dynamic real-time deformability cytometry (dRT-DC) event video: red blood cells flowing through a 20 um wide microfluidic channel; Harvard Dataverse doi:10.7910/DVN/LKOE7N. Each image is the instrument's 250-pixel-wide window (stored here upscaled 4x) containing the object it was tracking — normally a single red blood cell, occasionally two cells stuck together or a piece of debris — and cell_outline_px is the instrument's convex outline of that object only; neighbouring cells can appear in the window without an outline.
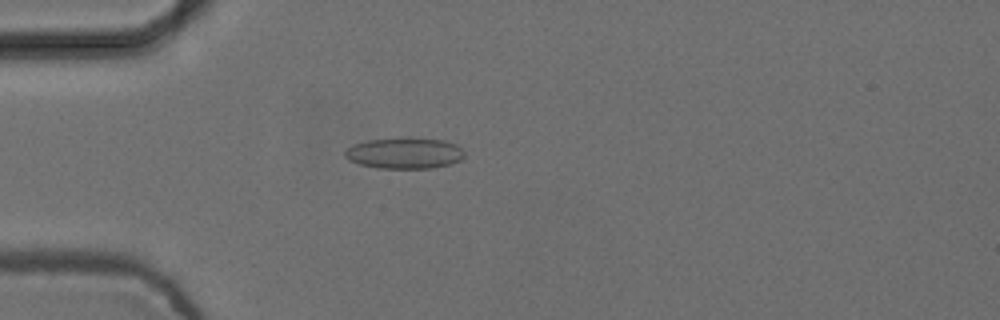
{"species": "common noctule bat (a hibernating species)", "species_latin": "Nyctalus noctula", "temperature_condition": "cold", "stored_images_in_passage": 55, "camera_frame_rate_fps": 3000, "um_per_image_px": 0.085, "animal": {"sex": "female", "body_mass_g": 24.6, "forearm_length_mm": 56.2}, "frame": {"image": 1, "passage_image": 16, "time_ms": 5.0, "image_size_px": [1000, 320], "cell_outline_px": [[464, 156], [460, 160], [452, 164], [432, 168], [380, 168], [360, 164], [348, 160], [344, 156], [344, 152], [348, 148], [356, 144], [368, 140], [400, 136], [412, 136], [444, 140], [456, 144], [464, 152]], "centroid_in_image_um": [34.41, 12.99], "position_along_channel_um": 50.6, "area_um2": 22.08}}
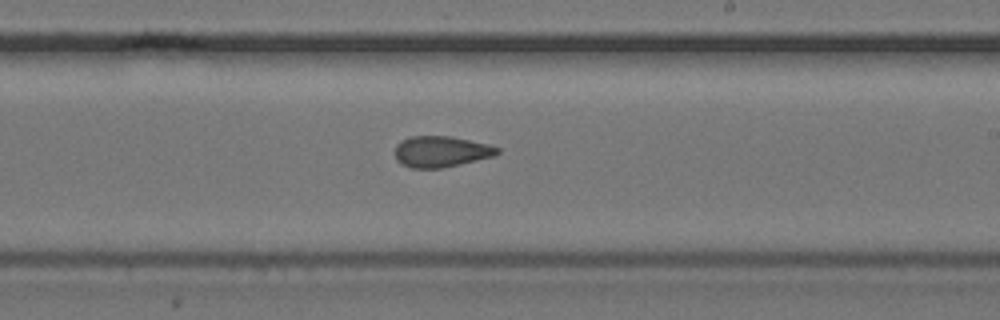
{"frame": {"image": 2, "passage_image": 33, "time_ms": 10.667, "image_size_px": [1000, 320], "cell_outline_px": [[500, 152], [496, 156], [460, 164], [440, 168], [412, 168], [400, 164], [396, 160], [396, 144], [408, 136], [452, 136], [488, 144], [500, 148]], "centroid_in_image_um": [37.5, 12.88], "position_along_channel_um": 251.5, "area_um2": 18.67}}
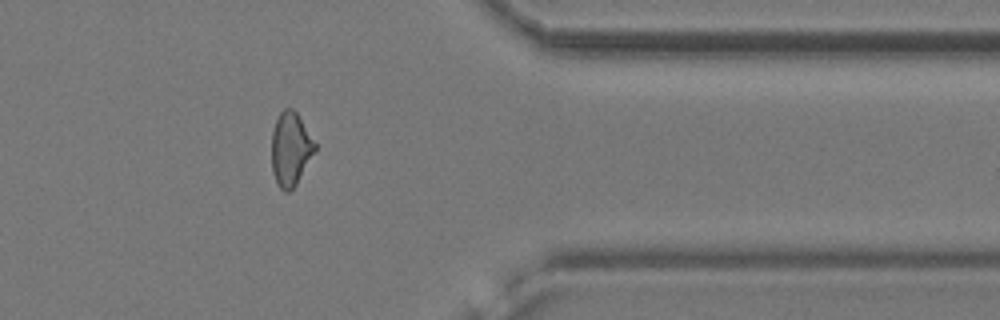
{"frame": {"image": 3, "passage_image": 45, "time_ms": 14.667, "image_size_px": [1000, 320], "cell_outline_px": [[316, 152], [296, 184], [288, 192], [284, 192], [276, 184], [272, 172], [272, 132], [276, 120], [280, 112], [284, 108], [292, 108], [296, 112], [316, 144]], "centroid_in_image_um": [24.69, 12.69], "position_along_channel_um": 386.7, "area_um2": 18.61}, "authors_computed_cell_mechanics": {"area_um2": 19.5942, "velocity_mm_per_s": 3.7606, "shape_relaxation_time_tau1_ms": null, "shape_relaxation_time_tau2_ms": 2.7262, "deformation_change_tau1": null, "deformation_change_tau2": 0.1014}}